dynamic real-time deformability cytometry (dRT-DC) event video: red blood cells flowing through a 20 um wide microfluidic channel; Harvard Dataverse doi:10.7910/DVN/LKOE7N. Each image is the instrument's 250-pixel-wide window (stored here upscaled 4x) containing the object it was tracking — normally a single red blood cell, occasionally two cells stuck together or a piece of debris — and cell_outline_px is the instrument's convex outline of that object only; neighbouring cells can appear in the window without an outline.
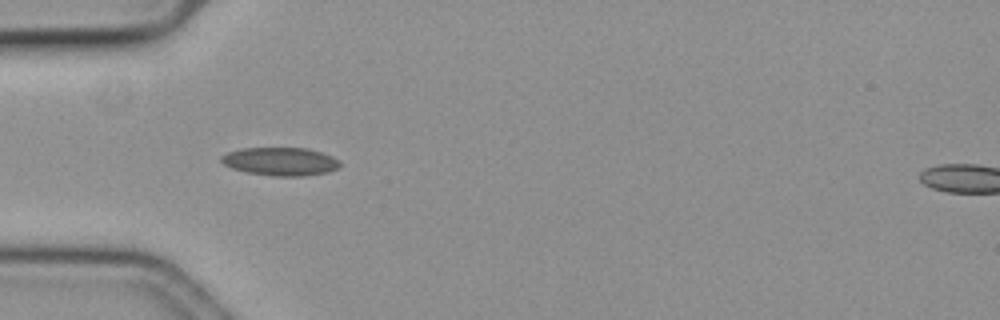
{"species": "common noctule bat (a hibernating species)", "species_latin": "Nyctalus noctula", "temperature_condition": "cold", "stored_images_in_passage": 27, "camera_frame_rate_fps": 3000, "um_per_image_px": 0.085, "animal": {"sex": "female", "body_mass_g": 19.3, "forearm_length_mm": 54.1}, "frame": {"image": 1, "passage_image": 1, "time_ms": 0.0, "image_size_px": [1000, 320], "cell_outline_px": [[340, 168], [328, 172], [304, 176], [272, 176], [248, 172], [232, 168], [224, 164], [220, 160], [220, 156], [228, 152], [244, 148], [308, 148], [332, 156], [340, 160]], "centroid_in_image_um": [23.87, 13.73], "position_along_channel_um": 61.1, "area_um2": 19.54}}
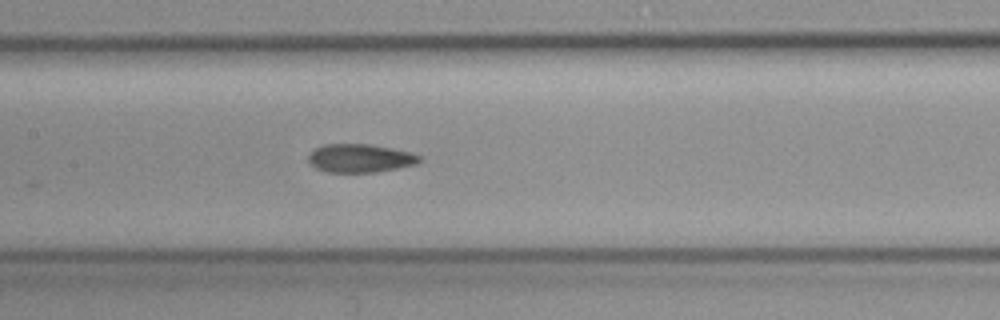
{"frame": {"image": 2, "passage_image": 11, "time_ms": 3.333, "image_size_px": [1000, 320], "cell_outline_px": [[420, 160], [416, 164], [376, 172], [324, 172], [316, 168], [308, 160], [308, 156], [316, 148], [324, 144], [368, 144], [392, 148], [412, 152], [420, 156]], "centroid_in_image_um": [30.6, 13.45], "position_along_channel_um": 176.8, "area_um2": 18.26}}
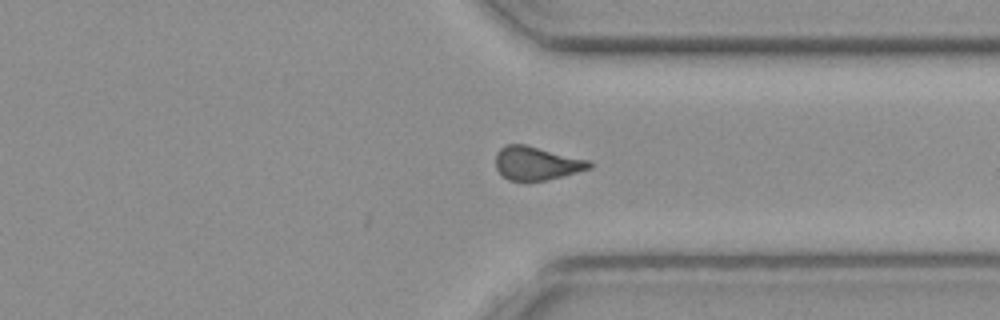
{"frame": {"image": 3, "passage_image": 27, "time_ms": 8.667, "image_size_px": [1000, 320], "cell_outline_px": [[592, 168], [564, 176], [548, 180], [508, 180], [496, 168], [496, 152], [504, 144], [524, 144], [592, 160]], "centroid_in_image_um": [45.65, 13.86], "position_along_channel_um": 365.8, "area_um2": 18.44}}